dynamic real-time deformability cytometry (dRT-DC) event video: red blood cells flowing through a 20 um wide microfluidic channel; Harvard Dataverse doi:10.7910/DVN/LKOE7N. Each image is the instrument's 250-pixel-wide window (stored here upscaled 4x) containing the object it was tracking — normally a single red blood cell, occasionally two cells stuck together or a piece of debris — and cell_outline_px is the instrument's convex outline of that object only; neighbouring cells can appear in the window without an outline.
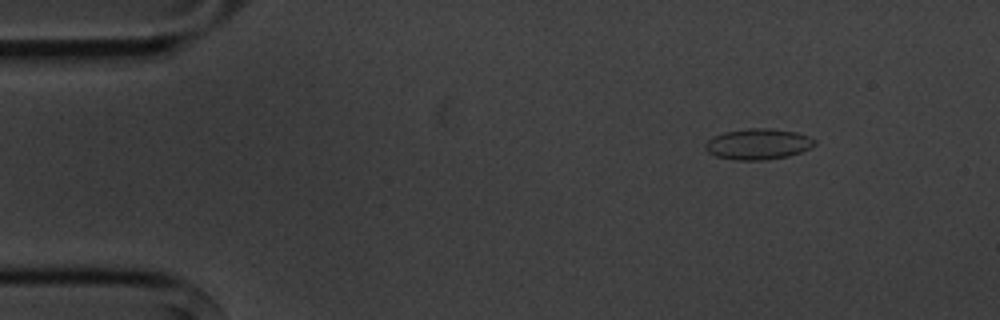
{"species": "common noctule bat (a hibernating species)", "species_latin": "Nyctalus noctula", "temperature_condition": "cold", "stored_images_in_passage": 12, "camera_frame_rate_fps": 3000, "um_per_image_px": 0.085, "animal": {"sex": "male", "body_mass_g": 20.1, "forearm_length_mm": 53.5}, "frame": {"image": 1, "passage_image": 2, "time_ms": 1.0, "image_size_px": [1000, 320], "cell_outline_px": [[816, 144], [800, 152], [788, 156], [764, 160], [736, 160], [716, 156], [708, 152], [704, 148], [704, 144], [708, 140], [724, 132], [748, 128], [768, 128], [796, 132], [808, 136], [816, 140]], "centroid_in_image_um": [64.43, 12.25], "position_along_channel_um": 20.6, "area_um2": 19.54}}
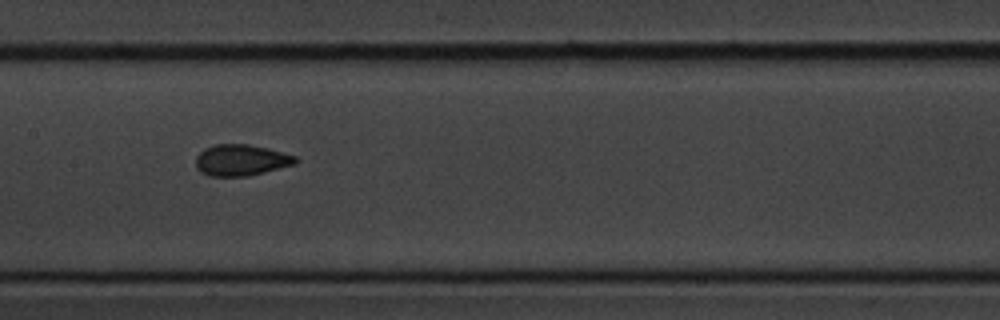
{"frame": {"image": 2, "passage_image": 7, "time_ms": 7.667, "image_size_px": [1000, 320], "cell_outline_px": [[300, 160], [296, 164], [248, 176], [208, 176], [200, 172], [196, 168], [196, 156], [204, 148], [212, 144], [248, 144], [268, 148], [296, 156]], "centroid_in_image_um": [20.49, 13.61], "position_along_channel_um": 186.9, "area_um2": 18.38}}
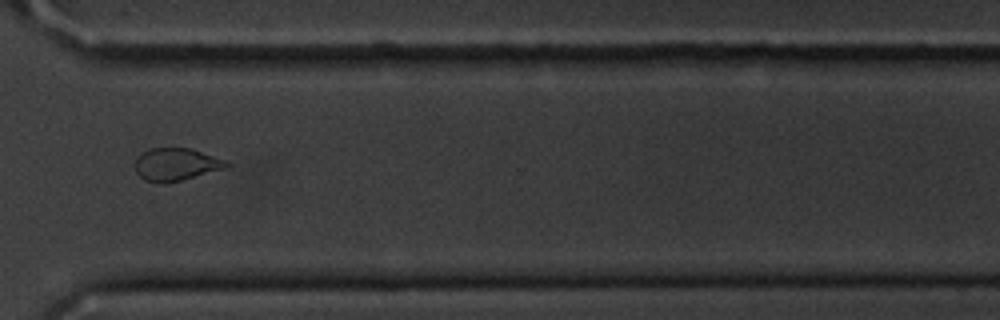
{"frame": {"image": 3, "passage_image": 11, "time_ms": 12.333, "image_size_px": [1000, 320], "cell_outline_px": [[232, 164], [228, 168], [180, 180], [144, 180], [136, 172], [136, 160], [144, 152], [152, 148], [192, 148], [228, 160]], "centroid_in_image_um": [15.09, 13.93], "position_along_channel_um": 355.5, "area_um2": 16.94}, "authors_computed_cell_mechanics": {"area_um2": 18.0914, "velocity_mm_per_s": 3.6146, "shape_relaxation_time_tau1_ms": 2.2951, "shape_relaxation_time_tau2_ms": 0.1659, "deformation_change_tau1": 0.0787, "deformation_change_tau2": 0.0256}}